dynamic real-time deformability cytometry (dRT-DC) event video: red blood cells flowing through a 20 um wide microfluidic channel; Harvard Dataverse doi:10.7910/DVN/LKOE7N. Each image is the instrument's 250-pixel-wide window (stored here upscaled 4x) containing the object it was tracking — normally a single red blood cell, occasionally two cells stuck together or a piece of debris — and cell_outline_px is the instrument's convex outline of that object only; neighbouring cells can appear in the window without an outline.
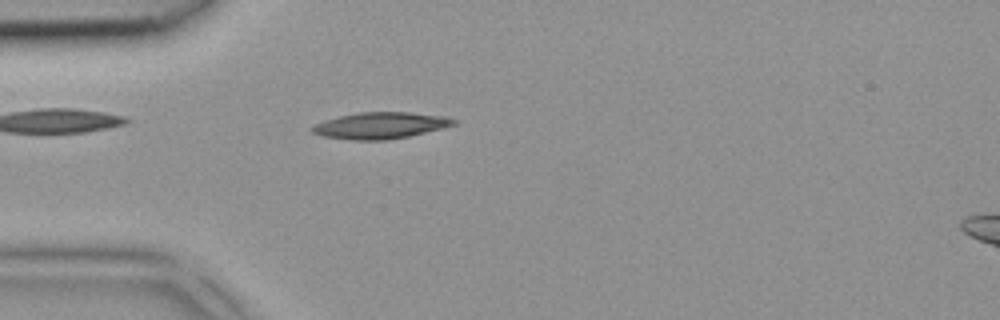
{"species": "common noctule bat (a hibernating species)", "species_latin": "Nyctalus noctula", "temperature_condition": "room temperature", "stored_images_in_passage": 3, "camera_frame_rate_fps": 3000, "um_per_image_px": 0.085, "animal": {"sex": "female", "body_mass_g": 18.4}, "frame": {"image": 1, "passage_image": 3, "time_ms": 0.667, "image_size_px": [1000, 320], "cell_outline_px": [[460, 120], [456, 124], [444, 128], [408, 136], [388, 140], [352, 140], [324, 136], [312, 132], [308, 128], [324, 120], [340, 116], [360, 112], [408, 112], [448, 116]], "centroid_in_image_um": [32.39, 10.66], "position_along_channel_um": 52.6, "area_um2": 21.96}}